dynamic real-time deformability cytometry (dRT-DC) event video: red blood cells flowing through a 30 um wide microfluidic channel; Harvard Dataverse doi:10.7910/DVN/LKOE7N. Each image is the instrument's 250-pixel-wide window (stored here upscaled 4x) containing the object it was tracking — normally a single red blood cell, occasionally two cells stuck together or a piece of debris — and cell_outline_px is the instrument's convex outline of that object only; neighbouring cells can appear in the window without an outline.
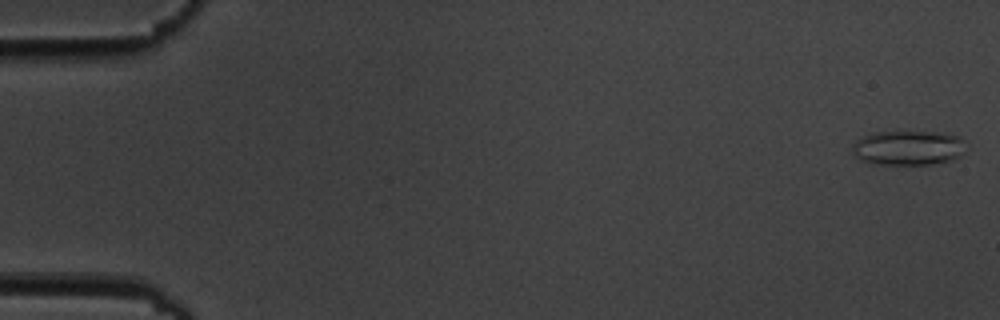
{"species": "common noctule bat (a hibernating species)", "species_latin": "Nyctalus noctula", "temperature_condition": "cold", "stored_images_in_passage": 7, "segment_of_instrument_passage": [2, 2], "camera_frame_rate_fps": 3000, "um_per_image_px": 0.085, "animal": {"sex": "male", "body_mass_g": 19.5, "forearm_length_mm": 54.6}, "frame": {"image": 1, "passage_image": 7, "time_ms": 8.0, "image_size_px": [1000, 320], "cell_outline_px": [[964, 156], [952, 160], [928, 164], [876, 164], [860, 160], [852, 152], [852, 144], [856, 140], [872, 132], [896, 128], [940, 132], [960, 136], [964, 140]], "centroid_in_image_um": [77.2, 12.5], "position_along_channel_um": 7.8, "area_um2": 24.1}}